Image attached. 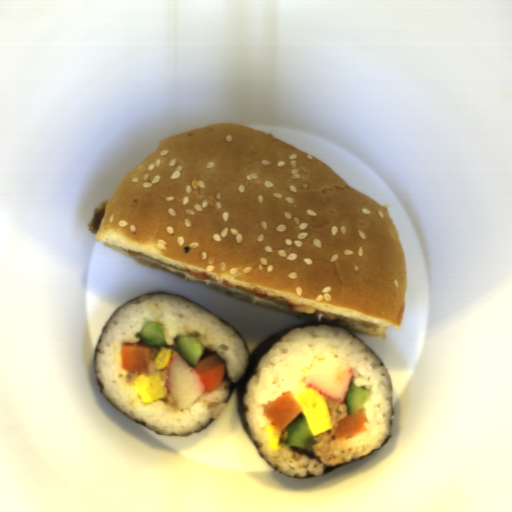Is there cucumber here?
Here are the masks:
<instances>
[{"mask_svg": "<svg viewBox=\"0 0 512 512\" xmlns=\"http://www.w3.org/2000/svg\"><path fill=\"white\" fill-rule=\"evenodd\" d=\"M285 446H292L309 452H313V446L317 443L309 424L305 418H299L287 428Z\"/></svg>", "mask_w": 512, "mask_h": 512, "instance_id": "obj_1", "label": "cucumber"}, {"mask_svg": "<svg viewBox=\"0 0 512 512\" xmlns=\"http://www.w3.org/2000/svg\"><path fill=\"white\" fill-rule=\"evenodd\" d=\"M175 346L182 359L193 367L198 365L205 350V346L194 335H182L176 339Z\"/></svg>", "mask_w": 512, "mask_h": 512, "instance_id": "obj_2", "label": "cucumber"}, {"mask_svg": "<svg viewBox=\"0 0 512 512\" xmlns=\"http://www.w3.org/2000/svg\"><path fill=\"white\" fill-rule=\"evenodd\" d=\"M136 337L149 347H162L167 345L165 339V329L163 323L149 322L144 325Z\"/></svg>", "mask_w": 512, "mask_h": 512, "instance_id": "obj_3", "label": "cucumber"}, {"mask_svg": "<svg viewBox=\"0 0 512 512\" xmlns=\"http://www.w3.org/2000/svg\"><path fill=\"white\" fill-rule=\"evenodd\" d=\"M369 390L363 387H357L351 380L346 397L344 399L348 415H352L360 410L368 401Z\"/></svg>", "mask_w": 512, "mask_h": 512, "instance_id": "obj_4", "label": "cucumber"}]
</instances>
